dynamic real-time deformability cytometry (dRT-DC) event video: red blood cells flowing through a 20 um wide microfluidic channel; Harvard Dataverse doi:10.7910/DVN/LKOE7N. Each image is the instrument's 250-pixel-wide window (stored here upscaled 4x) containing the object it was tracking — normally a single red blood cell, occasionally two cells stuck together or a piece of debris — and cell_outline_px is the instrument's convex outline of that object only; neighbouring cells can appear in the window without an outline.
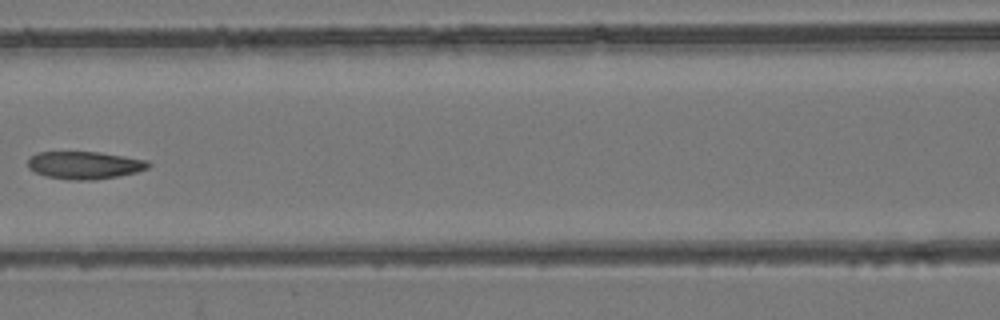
{"species": "common noctule bat (a hibernating species)", "species_latin": "Nyctalus noctula", "temperature_condition": "room temperature", "stored_images_in_passage": 9, "camera_frame_rate_fps": 3000, "um_per_image_px": 0.085, "animal": {"sex": "female", "body_mass_g": 24.6, "forearm_length_mm": 56.2}, "frame": {"image": 1, "passage_image": 8, "time_ms": 2.333, "image_size_px": [1000, 320], "cell_outline_px": [[152, 164], [148, 168], [136, 172], [116, 176], [92, 180], [68, 180], [44, 176], [28, 168], [28, 160], [36, 152], [100, 152], [148, 160]], "centroid_in_image_um": [7.19, 14.04], "position_along_channel_um": 159.4, "area_um2": 19.42}}
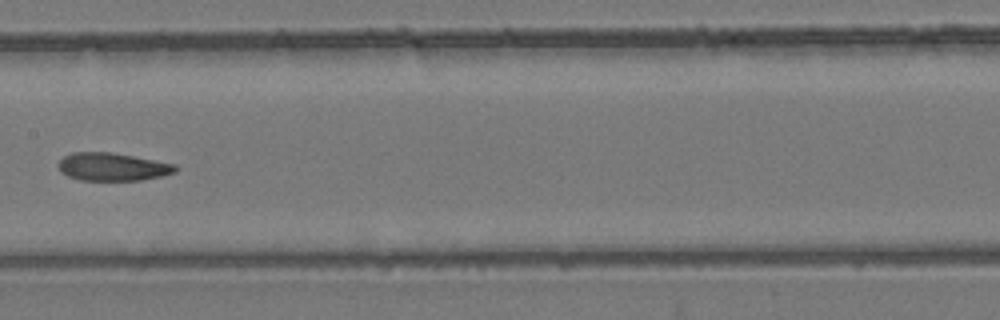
{"frame": {"image": 2, "passage_image": 9, "time_ms": 2.667, "image_size_px": [1000, 320], "cell_outline_px": [[176, 172], [160, 176], [140, 180], [80, 180], [68, 176], [60, 172], [60, 160], [64, 156], [72, 152], [108, 152], [132, 156], [176, 164]], "centroid_in_image_um": [9.55, 14.18], "position_along_channel_um": 197.8, "area_um2": 18.79}}